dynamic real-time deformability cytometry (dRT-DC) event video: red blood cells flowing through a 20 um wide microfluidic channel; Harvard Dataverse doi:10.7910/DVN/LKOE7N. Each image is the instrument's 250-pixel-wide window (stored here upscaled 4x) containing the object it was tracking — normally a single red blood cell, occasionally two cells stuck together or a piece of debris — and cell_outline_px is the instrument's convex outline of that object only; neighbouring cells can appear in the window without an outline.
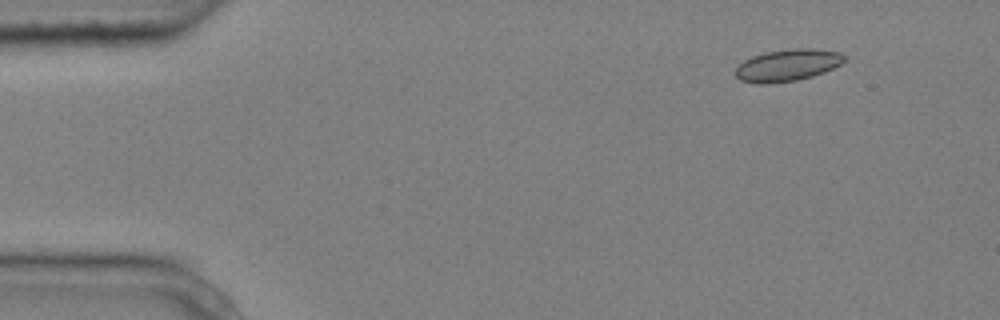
{"species": "common noctule bat (a hibernating species)", "species_latin": "Nyctalus noctula", "temperature_condition": "cold", "stored_images_in_passage": 5, "camera_frame_rate_fps": 3000, "um_per_image_px": 0.085, "animal": {"sex": "male", "body_mass_g": 20.4}, "frame": {"image": 1, "passage_image": 1, "time_ms": 0.0, "image_size_px": [1000, 320], "cell_outline_px": [[844, 60], [840, 64], [824, 72], [812, 76], [796, 80], [768, 84], [760, 84], [740, 80], [732, 72], [744, 60], [752, 56], [764, 52], [792, 48], [812, 48], [840, 52], [844, 56]], "centroid_in_image_um": [66.89, 5.54], "position_along_channel_um": 18.1, "area_um2": 20.29}}
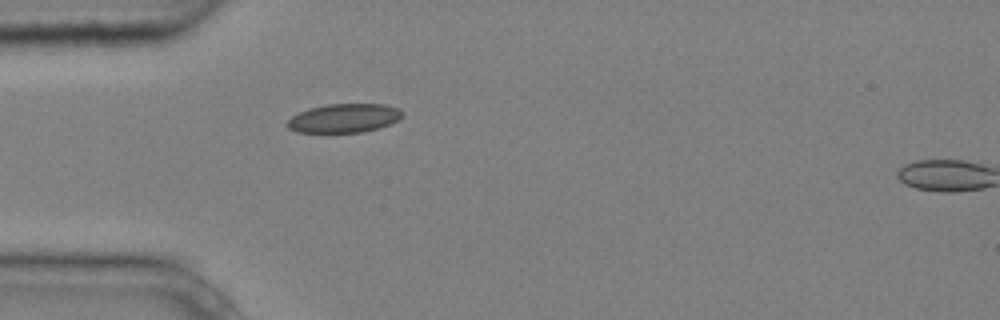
{"frame": {"image": 2, "passage_image": 4, "time_ms": 1.0, "image_size_px": [1000, 320], "cell_outline_px": [[404, 116], [388, 124], [376, 128], [360, 132], [296, 132], [288, 128], [284, 124], [292, 116], [308, 108], [328, 104], [384, 104], [400, 108], [404, 112]], "centroid_in_image_um": [29.23, 10.03], "position_along_channel_um": 55.8, "area_um2": 19.31}}